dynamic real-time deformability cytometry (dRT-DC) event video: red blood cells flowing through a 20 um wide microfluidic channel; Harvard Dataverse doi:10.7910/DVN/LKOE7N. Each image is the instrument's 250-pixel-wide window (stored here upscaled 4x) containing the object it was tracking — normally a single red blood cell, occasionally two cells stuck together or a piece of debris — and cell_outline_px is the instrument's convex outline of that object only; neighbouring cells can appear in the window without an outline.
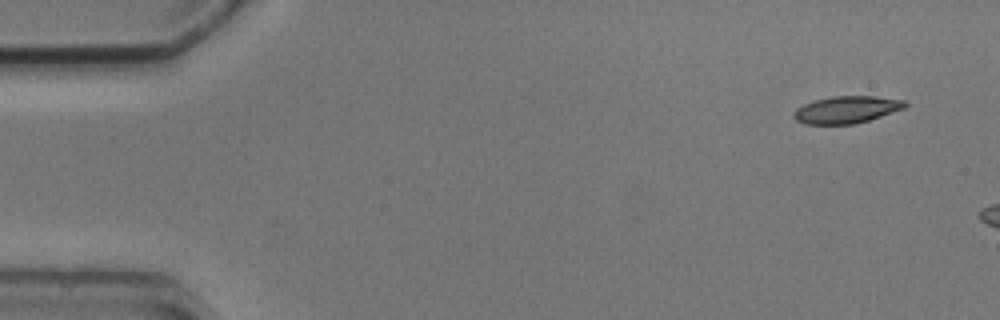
{"species": "common noctule bat (a hibernating species)", "species_latin": "Nyctalus noctula", "temperature_condition": "cold", "stored_images_in_passage": 3, "camera_frame_rate_fps": 3000, "um_per_image_px": 0.085, "animal": {"sex": "male", "body_mass_g": 20.5, "forearm_length_mm": 52.5}, "frame": {"image": 1, "passage_image": 1, "time_ms": 0.0, "image_size_px": [1000, 320], "cell_outline_px": [[908, 104], [904, 108], [856, 124], [804, 124], [796, 120], [792, 116], [792, 112], [796, 108], [804, 104], [816, 100], [832, 96], [876, 96], [904, 100]], "centroid_in_image_um": [71.92, 9.32], "position_along_channel_um": 13.1, "area_um2": 17.57}}